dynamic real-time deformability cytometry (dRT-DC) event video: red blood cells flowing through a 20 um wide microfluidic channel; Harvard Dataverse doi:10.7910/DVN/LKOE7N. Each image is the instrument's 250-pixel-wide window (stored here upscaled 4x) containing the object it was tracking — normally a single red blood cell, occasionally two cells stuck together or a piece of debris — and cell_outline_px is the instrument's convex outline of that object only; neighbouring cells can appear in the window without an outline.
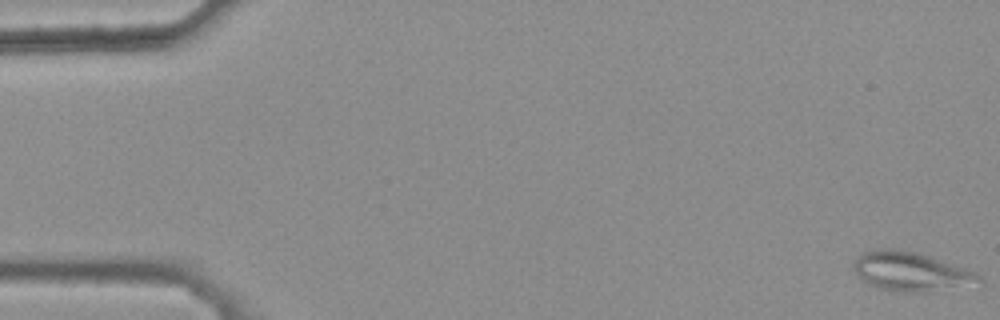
{"species": "common noctule bat (a hibernating species)", "species_latin": "Nyctalus noctula", "temperature_condition": "warm", "stored_images_in_passage": 45, "camera_frame_rate_fps": 3000, "um_per_image_px": 0.085, "animal": {"sex": "female", "body_mass_g": 25.1}, "frame": {"image": 1, "passage_image": 1, "time_ms": 0.0, "image_size_px": [1000, 320], "cell_outline_px": [[984, 280], [928, 292], [904, 292], [880, 288], [868, 284], [852, 268], [852, 264], [860, 252], [876, 248], [896, 248], [916, 252], [968, 268], [976, 272]], "centroid_in_image_um": [77.36, 23.04], "position_along_channel_um": 7.6, "area_um2": 28.32}}
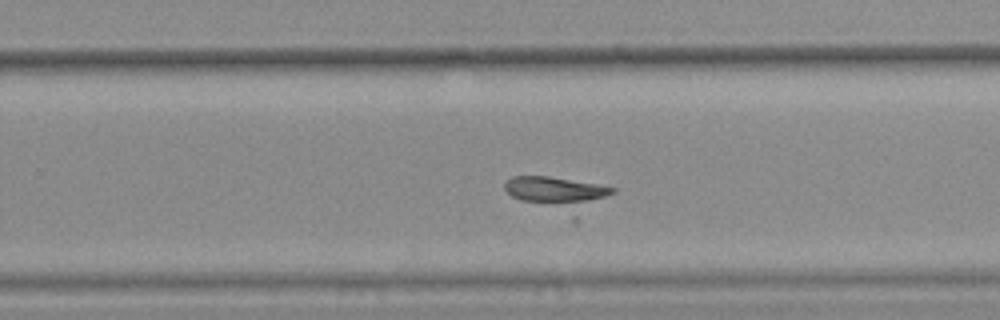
{"frame": {"image": 2, "passage_image": 34, "time_ms": 11.0, "image_size_px": [1000, 320], "cell_outline_px": [[616, 192], [576, 224], [572, 224], [520, 200], [512, 196], [504, 188], [504, 184], [512, 176], [548, 176], [596, 184], [616, 188]], "centroid_in_image_um": [47.54, 16.62], "position_along_channel_um": 282.3, "area_um2": 23.29}}
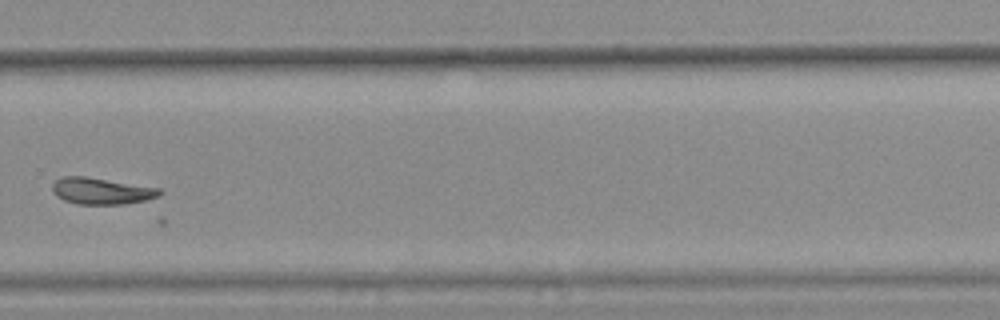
{"frame": {"image": 3, "passage_image": 37, "time_ms": 12.0, "image_size_px": [1000, 320], "cell_outline_px": [[164, 192], [160, 196], [148, 200], [124, 204], [76, 204], [64, 200], [56, 196], [52, 192], [52, 184], [60, 176], [84, 176], [160, 188]], "centroid_in_image_um": [8.63, 16.24], "position_along_channel_um": 321.2, "area_um2": 16.76}}